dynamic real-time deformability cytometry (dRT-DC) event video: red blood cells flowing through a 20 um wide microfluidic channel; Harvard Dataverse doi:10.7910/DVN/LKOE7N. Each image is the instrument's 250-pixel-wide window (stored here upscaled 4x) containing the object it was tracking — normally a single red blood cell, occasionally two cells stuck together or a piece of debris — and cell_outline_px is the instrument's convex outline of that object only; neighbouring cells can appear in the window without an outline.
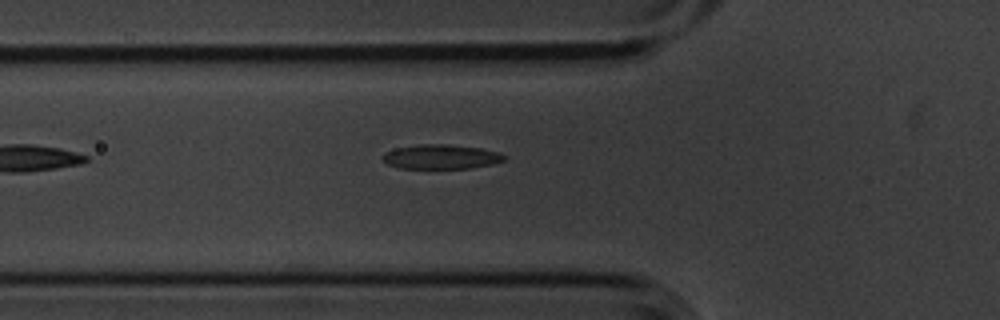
{"species": "common noctule bat (a hibernating species)", "species_latin": "Nyctalus noctula", "temperature_condition": "cold", "stored_images_in_passage": 5, "camera_frame_rate_fps": 3000, "um_per_image_px": 0.085, "animal": {"sex": "male", "body_mass_g": 20.1, "forearm_length_mm": 53.5}, "frame": {"image": 1, "passage_image": 5, "time_ms": 1.333, "image_size_px": [1000, 320], "cell_outline_px": [[504, 160], [492, 164], [468, 168], [400, 168], [388, 164], [384, 160], [384, 152], [396, 148], [420, 144], [448, 144], [480, 148], [500, 152], [504, 156]], "centroid_in_image_um": [37.49, 13.32], "position_along_channel_um": 88.3, "area_um2": 17.11}}